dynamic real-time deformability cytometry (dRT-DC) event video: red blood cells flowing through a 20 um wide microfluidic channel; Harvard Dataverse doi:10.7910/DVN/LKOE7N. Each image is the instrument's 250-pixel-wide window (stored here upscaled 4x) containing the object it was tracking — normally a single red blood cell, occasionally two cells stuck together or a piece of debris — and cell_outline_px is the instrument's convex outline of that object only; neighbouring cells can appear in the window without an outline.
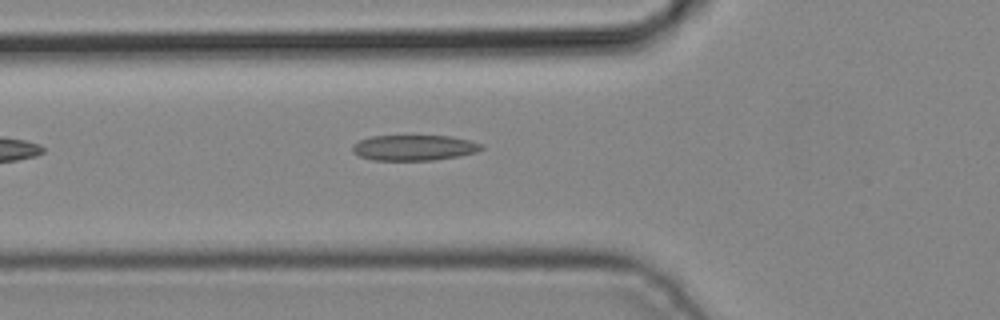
{"species": "common noctule bat (a hibernating species)", "species_latin": "Nyctalus noctula", "temperature_condition": "cold", "stored_images_in_passage": 4, "camera_frame_rate_fps": 3000, "um_per_image_px": 0.085, "animal": {"sex": "male", "body_mass_g": 19.2, "forearm_length_mm": 51.8}, "frame": {"image": 1, "passage_image": 4, "time_ms": 1.0, "image_size_px": [1000, 320], "cell_outline_px": [[484, 148], [476, 152], [460, 156], [432, 160], [372, 160], [360, 156], [352, 152], [352, 144], [360, 140], [372, 136], [452, 136], [472, 140], [484, 144]], "centroid_in_image_um": [35.23, 12.55], "position_along_channel_um": 90.6, "area_um2": 19.36}}